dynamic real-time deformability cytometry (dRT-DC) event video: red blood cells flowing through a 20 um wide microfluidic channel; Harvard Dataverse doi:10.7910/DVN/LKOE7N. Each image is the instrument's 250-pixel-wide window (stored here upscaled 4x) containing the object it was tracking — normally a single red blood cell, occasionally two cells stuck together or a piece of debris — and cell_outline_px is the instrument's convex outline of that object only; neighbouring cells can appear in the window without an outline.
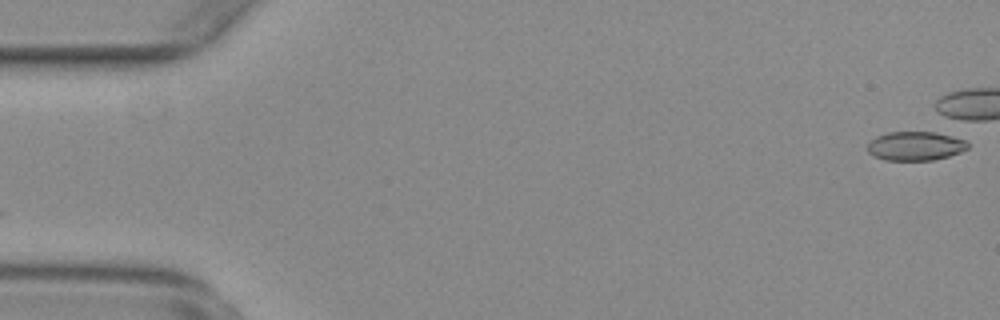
{"species": "common noctule bat (a hibernating species)", "species_latin": "Nyctalus noctula", "temperature_condition": "warm", "stored_images_in_passage": 2, "camera_frame_rate_fps": 3000, "um_per_image_px": 0.085, "animal": {"sex": "female", "body_mass_g": 29.2, "forearm_length_mm": 56.3}, "frame": {"image": 1, "passage_image": 1, "time_ms": 0.0, "image_size_px": [1000, 320], "cell_outline_px": [[968, 148], [960, 152], [948, 156], [932, 160], [884, 160], [872, 156], [868, 152], [868, 144], [876, 136], [888, 132], [944, 132], [964, 140], [968, 144]], "centroid_in_image_um": [77.81, 12.4], "position_along_channel_um": 7.2, "area_um2": 17.05}}